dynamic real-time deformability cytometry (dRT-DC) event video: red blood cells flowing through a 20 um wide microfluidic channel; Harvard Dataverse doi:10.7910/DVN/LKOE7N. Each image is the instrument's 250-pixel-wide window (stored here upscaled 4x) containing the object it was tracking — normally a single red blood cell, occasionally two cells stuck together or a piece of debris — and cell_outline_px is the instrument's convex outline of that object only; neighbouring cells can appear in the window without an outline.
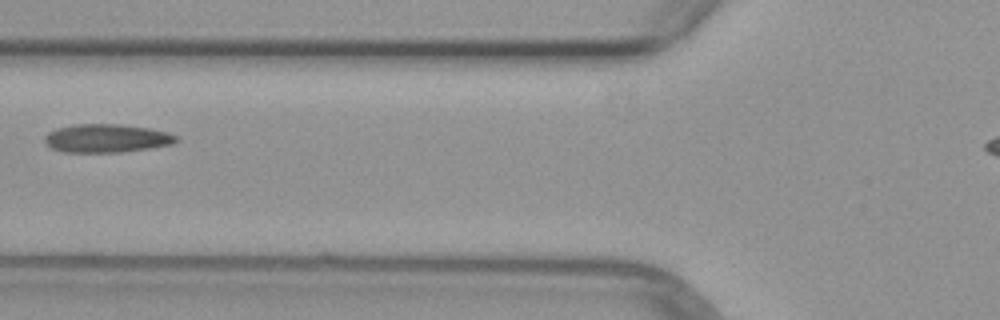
{"species": "common noctule bat (a hibernating species)", "species_latin": "Nyctalus noctula", "temperature_condition": "warm", "stored_images_in_passage": 3, "camera_frame_rate_fps": 3000, "um_per_image_px": 0.085, "animal": {"sex": "female", "body_mass_g": 29.2, "forearm_length_mm": 56.3}, "frame": {"image": 1, "passage_image": 3, "time_ms": 3.333, "image_size_px": [1000, 320], "cell_outline_px": [[176, 140], [172, 144], [148, 148], [120, 152], [64, 152], [52, 148], [44, 140], [44, 136], [48, 132], [56, 128], [72, 124], [120, 124], [148, 128], [168, 132], [176, 136]], "centroid_in_image_um": [9.01, 11.74], "position_along_channel_um": 116.8, "area_um2": 21.62}}